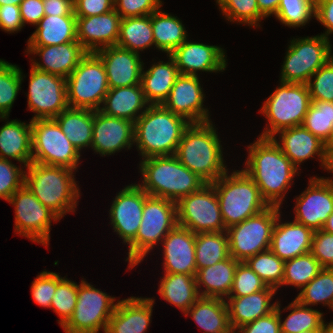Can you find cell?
Listing matches in <instances>:
<instances>
[{
  "label": "cell",
  "mask_w": 333,
  "mask_h": 333,
  "mask_svg": "<svg viewBox=\"0 0 333 333\" xmlns=\"http://www.w3.org/2000/svg\"><path fill=\"white\" fill-rule=\"evenodd\" d=\"M247 148L248 156L242 169L253 179L267 204L281 208L300 169L282 152L273 138L258 136Z\"/></svg>",
  "instance_id": "6da1fadb"
},
{
  "label": "cell",
  "mask_w": 333,
  "mask_h": 333,
  "mask_svg": "<svg viewBox=\"0 0 333 333\" xmlns=\"http://www.w3.org/2000/svg\"><path fill=\"white\" fill-rule=\"evenodd\" d=\"M213 122L190 123L184 130L175 156L206 183H212L228 169L223 148Z\"/></svg>",
  "instance_id": "7a4b0ae2"
},
{
  "label": "cell",
  "mask_w": 333,
  "mask_h": 333,
  "mask_svg": "<svg viewBox=\"0 0 333 333\" xmlns=\"http://www.w3.org/2000/svg\"><path fill=\"white\" fill-rule=\"evenodd\" d=\"M190 125L184 117L162 104L149 105L134 123V146L142 159L175 155L184 130Z\"/></svg>",
  "instance_id": "3957f363"
},
{
  "label": "cell",
  "mask_w": 333,
  "mask_h": 333,
  "mask_svg": "<svg viewBox=\"0 0 333 333\" xmlns=\"http://www.w3.org/2000/svg\"><path fill=\"white\" fill-rule=\"evenodd\" d=\"M139 170L143 181L138 185L149 196L166 198L176 203L207 184L184 166L175 155L142 159Z\"/></svg>",
  "instance_id": "277c9868"
},
{
  "label": "cell",
  "mask_w": 333,
  "mask_h": 333,
  "mask_svg": "<svg viewBox=\"0 0 333 333\" xmlns=\"http://www.w3.org/2000/svg\"><path fill=\"white\" fill-rule=\"evenodd\" d=\"M75 171L62 166L31 162L25 170L24 185L60 219L75 212L80 189L75 181Z\"/></svg>",
  "instance_id": "5b68a950"
},
{
  "label": "cell",
  "mask_w": 333,
  "mask_h": 333,
  "mask_svg": "<svg viewBox=\"0 0 333 333\" xmlns=\"http://www.w3.org/2000/svg\"><path fill=\"white\" fill-rule=\"evenodd\" d=\"M228 173L210 183L216 191L226 229L269 207L258 186L243 169Z\"/></svg>",
  "instance_id": "8992f818"
},
{
  "label": "cell",
  "mask_w": 333,
  "mask_h": 333,
  "mask_svg": "<svg viewBox=\"0 0 333 333\" xmlns=\"http://www.w3.org/2000/svg\"><path fill=\"white\" fill-rule=\"evenodd\" d=\"M177 204L166 198L148 196L136 237L128 244L129 269L143 261L155 245L177 225Z\"/></svg>",
  "instance_id": "52a82bcc"
},
{
  "label": "cell",
  "mask_w": 333,
  "mask_h": 333,
  "mask_svg": "<svg viewBox=\"0 0 333 333\" xmlns=\"http://www.w3.org/2000/svg\"><path fill=\"white\" fill-rule=\"evenodd\" d=\"M279 85L259 111L268 122L260 137L273 138L283 129L302 125L312 103L307 84L280 82Z\"/></svg>",
  "instance_id": "ba28073f"
},
{
  "label": "cell",
  "mask_w": 333,
  "mask_h": 333,
  "mask_svg": "<svg viewBox=\"0 0 333 333\" xmlns=\"http://www.w3.org/2000/svg\"><path fill=\"white\" fill-rule=\"evenodd\" d=\"M66 86L69 107L99 110L110 89L101 59L88 52L66 78Z\"/></svg>",
  "instance_id": "9c48e42d"
},
{
  "label": "cell",
  "mask_w": 333,
  "mask_h": 333,
  "mask_svg": "<svg viewBox=\"0 0 333 333\" xmlns=\"http://www.w3.org/2000/svg\"><path fill=\"white\" fill-rule=\"evenodd\" d=\"M331 59V43L323 35L290 40L283 64L280 82L307 84L312 75Z\"/></svg>",
  "instance_id": "30bf717a"
},
{
  "label": "cell",
  "mask_w": 333,
  "mask_h": 333,
  "mask_svg": "<svg viewBox=\"0 0 333 333\" xmlns=\"http://www.w3.org/2000/svg\"><path fill=\"white\" fill-rule=\"evenodd\" d=\"M32 162L77 171L81 153L54 119L31 120Z\"/></svg>",
  "instance_id": "8fae6325"
},
{
  "label": "cell",
  "mask_w": 333,
  "mask_h": 333,
  "mask_svg": "<svg viewBox=\"0 0 333 333\" xmlns=\"http://www.w3.org/2000/svg\"><path fill=\"white\" fill-rule=\"evenodd\" d=\"M280 210V207L269 206L241 223L229 227L226 232L230 256L239 262H245L249 257L270 249L272 231Z\"/></svg>",
  "instance_id": "7c38bea8"
},
{
  "label": "cell",
  "mask_w": 333,
  "mask_h": 333,
  "mask_svg": "<svg viewBox=\"0 0 333 333\" xmlns=\"http://www.w3.org/2000/svg\"><path fill=\"white\" fill-rule=\"evenodd\" d=\"M81 280L77 303L69 320L62 326L65 333H99L107 328L117 302L113 296Z\"/></svg>",
  "instance_id": "4fadbf2b"
},
{
  "label": "cell",
  "mask_w": 333,
  "mask_h": 333,
  "mask_svg": "<svg viewBox=\"0 0 333 333\" xmlns=\"http://www.w3.org/2000/svg\"><path fill=\"white\" fill-rule=\"evenodd\" d=\"M176 204L178 225L194 234L227 230L216 191L210 183L205 184L199 191L182 197Z\"/></svg>",
  "instance_id": "5bb4252c"
},
{
  "label": "cell",
  "mask_w": 333,
  "mask_h": 333,
  "mask_svg": "<svg viewBox=\"0 0 333 333\" xmlns=\"http://www.w3.org/2000/svg\"><path fill=\"white\" fill-rule=\"evenodd\" d=\"M7 202L15 208L14 231L32 242L48 246L52 220L61 219L45 207L26 185L14 192Z\"/></svg>",
  "instance_id": "9a60e30c"
},
{
  "label": "cell",
  "mask_w": 333,
  "mask_h": 333,
  "mask_svg": "<svg viewBox=\"0 0 333 333\" xmlns=\"http://www.w3.org/2000/svg\"><path fill=\"white\" fill-rule=\"evenodd\" d=\"M28 87L27 108L34 113L31 120L54 119L69 107L66 78L38 70L31 65Z\"/></svg>",
  "instance_id": "2e32d148"
},
{
  "label": "cell",
  "mask_w": 333,
  "mask_h": 333,
  "mask_svg": "<svg viewBox=\"0 0 333 333\" xmlns=\"http://www.w3.org/2000/svg\"><path fill=\"white\" fill-rule=\"evenodd\" d=\"M295 200L294 220L313 231L321 230L333 212V181L312 176Z\"/></svg>",
  "instance_id": "e0dca14e"
},
{
  "label": "cell",
  "mask_w": 333,
  "mask_h": 333,
  "mask_svg": "<svg viewBox=\"0 0 333 333\" xmlns=\"http://www.w3.org/2000/svg\"><path fill=\"white\" fill-rule=\"evenodd\" d=\"M148 196L138 184L132 183L119 191L112 202L109 210L110 224L125 245L137 235Z\"/></svg>",
  "instance_id": "ac0fdd59"
},
{
  "label": "cell",
  "mask_w": 333,
  "mask_h": 333,
  "mask_svg": "<svg viewBox=\"0 0 333 333\" xmlns=\"http://www.w3.org/2000/svg\"><path fill=\"white\" fill-rule=\"evenodd\" d=\"M199 79L196 75L180 74L162 105L190 123L212 121L208 108L203 107L205 93Z\"/></svg>",
  "instance_id": "d6986e66"
},
{
  "label": "cell",
  "mask_w": 333,
  "mask_h": 333,
  "mask_svg": "<svg viewBox=\"0 0 333 333\" xmlns=\"http://www.w3.org/2000/svg\"><path fill=\"white\" fill-rule=\"evenodd\" d=\"M134 145V122L111 117L94 110L91 149L100 156H109Z\"/></svg>",
  "instance_id": "ffe728a7"
},
{
  "label": "cell",
  "mask_w": 333,
  "mask_h": 333,
  "mask_svg": "<svg viewBox=\"0 0 333 333\" xmlns=\"http://www.w3.org/2000/svg\"><path fill=\"white\" fill-rule=\"evenodd\" d=\"M221 46L185 40L170 56L180 74L198 75L197 72L218 73L226 70L227 56Z\"/></svg>",
  "instance_id": "44dd1931"
},
{
  "label": "cell",
  "mask_w": 333,
  "mask_h": 333,
  "mask_svg": "<svg viewBox=\"0 0 333 333\" xmlns=\"http://www.w3.org/2000/svg\"><path fill=\"white\" fill-rule=\"evenodd\" d=\"M103 62L109 88L139 85L144 63L140 54L117 45L94 52Z\"/></svg>",
  "instance_id": "7402d4cb"
},
{
  "label": "cell",
  "mask_w": 333,
  "mask_h": 333,
  "mask_svg": "<svg viewBox=\"0 0 333 333\" xmlns=\"http://www.w3.org/2000/svg\"><path fill=\"white\" fill-rule=\"evenodd\" d=\"M29 55L39 56L41 62L31 58V65L41 71L67 78L77 67L88 51L78 42L60 45L27 46Z\"/></svg>",
  "instance_id": "603a6c76"
},
{
  "label": "cell",
  "mask_w": 333,
  "mask_h": 333,
  "mask_svg": "<svg viewBox=\"0 0 333 333\" xmlns=\"http://www.w3.org/2000/svg\"><path fill=\"white\" fill-rule=\"evenodd\" d=\"M164 273L196 275L195 234L176 225L162 240Z\"/></svg>",
  "instance_id": "cb8c5ba5"
},
{
  "label": "cell",
  "mask_w": 333,
  "mask_h": 333,
  "mask_svg": "<svg viewBox=\"0 0 333 333\" xmlns=\"http://www.w3.org/2000/svg\"><path fill=\"white\" fill-rule=\"evenodd\" d=\"M121 16L113 9L89 17H76L77 41L88 51L117 45Z\"/></svg>",
  "instance_id": "d4e9b609"
},
{
  "label": "cell",
  "mask_w": 333,
  "mask_h": 333,
  "mask_svg": "<svg viewBox=\"0 0 333 333\" xmlns=\"http://www.w3.org/2000/svg\"><path fill=\"white\" fill-rule=\"evenodd\" d=\"M278 134V135H277ZM274 135V141L279 145L282 152L299 169L301 163L317 156L324 169L326 154L325 143L313 135L303 125L283 129ZM279 136V140L276 137Z\"/></svg>",
  "instance_id": "484cf974"
},
{
  "label": "cell",
  "mask_w": 333,
  "mask_h": 333,
  "mask_svg": "<svg viewBox=\"0 0 333 333\" xmlns=\"http://www.w3.org/2000/svg\"><path fill=\"white\" fill-rule=\"evenodd\" d=\"M154 298L134 297L117 300L107 325L111 333H147L151 323Z\"/></svg>",
  "instance_id": "4316f807"
},
{
  "label": "cell",
  "mask_w": 333,
  "mask_h": 333,
  "mask_svg": "<svg viewBox=\"0 0 333 333\" xmlns=\"http://www.w3.org/2000/svg\"><path fill=\"white\" fill-rule=\"evenodd\" d=\"M281 213L272 231L270 250L283 261L311 252L314 231L295 220L283 223Z\"/></svg>",
  "instance_id": "83f0119b"
},
{
  "label": "cell",
  "mask_w": 333,
  "mask_h": 333,
  "mask_svg": "<svg viewBox=\"0 0 333 333\" xmlns=\"http://www.w3.org/2000/svg\"><path fill=\"white\" fill-rule=\"evenodd\" d=\"M276 293L275 288L267 286L264 290L247 296L228 297L226 304L232 331L273 312L277 301L270 302Z\"/></svg>",
  "instance_id": "f1b7e54d"
},
{
  "label": "cell",
  "mask_w": 333,
  "mask_h": 333,
  "mask_svg": "<svg viewBox=\"0 0 333 333\" xmlns=\"http://www.w3.org/2000/svg\"><path fill=\"white\" fill-rule=\"evenodd\" d=\"M8 118L0 117L7 121L0 127V158H11L27 167L32 162L31 120L27 124L17 119L9 121Z\"/></svg>",
  "instance_id": "f546056e"
},
{
  "label": "cell",
  "mask_w": 333,
  "mask_h": 333,
  "mask_svg": "<svg viewBox=\"0 0 333 333\" xmlns=\"http://www.w3.org/2000/svg\"><path fill=\"white\" fill-rule=\"evenodd\" d=\"M149 105L139 84L109 89L99 111L107 116L127 119L135 123Z\"/></svg>",
  "instance_id": "4dcf8cb0"
},
{
  "label": "cell",
  "mask_w": 333,
  "mask_h": 333,
  "mask_svg": "<svg viewBox=\"0 0 333 333\" xmlns=\"http://www.w3.org/2000/svg\"><path fill=\"white\" fill-rule=\"evenodd\" d=\"M238 263V260L230 256L212 266L197 270L195 279L200 297L226 300L232 288Z\"/></svg>",
  "instance_id": "1f68e13d"
},
{
  "label": "cell",
  "mask_w": 333,
  "mask_h": 333,
  "mask_svg": "<svg viewBox=\"0 0 333 333\" xmlns=\"http://www.w3.org/2000/svg\"><path fill=\"white\" fill-rule=\"evenodd\" d=\"M167 58L169 59L167 63L154 62L146 71L143 67L140 84L145 99L150 105L163 104L180 75L174 59L170 55H167Z\"/></svg>",
  "instance_id": "d6a6232c"
},
{
  "label": "cell",
  "mask_w": 333,
  "mask_h": 333,
  "mask_svg": "<svg viewBox=\"0 0 333 333\" xmlns=\"http://www.w3.org/2000/svg\"><path fill=\"white\" fill-rule=\"evenodd\" d=\"M184 315H190L203 333L232 332L225 299L200 297Z\"/></svg>",
  "instance_id": "836d02e7"
},
{
  "label": "cell",
  "mask_w": 333,
  "mask_h": 333,
  "mask_svg": "<svg viewBox=\"0 0 333 333\" xmlns=\"http://www.w3.org/2000/svg\"><path fill=\"white\" fill-rule=\"evenodd\" d=\"M75 41H77L76 16L45 15L29 37L27 46H58Z\"/></svg>",
  "instance_id": "e575fe53"
},
{
  "label": "cell",
  "mask_w": 333,
  "mask_h": 333,
  "mask_svg": "<svg viewBox=\"0 0 333 333\" xmlns=\"http://www.w3.org/2000/svg\"><path fill=\"white\" fill-rule=\"evenodd\" d=\"M54 120L80 153L82 149L91 147L94 110L68 107Z\"/></svg>",
  "instance_id": "d590c367"
},
{
  "label": "cell",
  "mask_w": 333,
  "mask_h": 333,
  "mask_svg": "<svg viewBox=\"0 0 333 333\" xmlns=\"http://www.w3.org/2000/svg\"><path fill=\"white\" fill-rule=\"evenodd\" d=\"M159 283V295L183 313L200 298L193 275L164 273Z\"/></svg>",
  "instance_id": "8d00e7d4"
},
{
  "label": "cell",
  "mask_w": 333,
  "mask_h": 333,
  "mask_svg": "<svg viewBox=\"0 0 333 333\" xmlns=\"http://www.w3.org/2000/svg\"><path fill=\"white\" fill-rule=\"evenodd\" d=\"M151 26L156 49L167 55L188 39L182 20L160 8L151 14Z\"/></svg>",
  "instance_id": "74e56055"
},
{
  "label": "cell",
  "mask_w": 333,
  "mask_h": 333,
  "mask_svg": "<svg viewBox=\"0 0 333 333\" xmlns=\"http://www.w3.org/2000/svg\"><path fill=\"white\" fill-rule=\"evenodd\" d=\"M153 45L151 15L121 18L117 46L140 54Z\"/></svg>",
  "instance_id": "f35d334b"
},
{
  "label": "cell",
  "mask_w": 333,
  "mask_h": 333,
  "mask_svg": "<svg viewBox=\"0 0 333 333\" xmlns=\"http://www.w3.org/2000/svg\"><path fill=\"white\" fill-rule=\"evenodd\" d=\"M229 257L228 234L226 231L195 234L197 270L212 266Z\"/></svg>",
  "instance_id": "ab89813d"
},
{
  "label": "cell",
  "mask_w": 333,
  "mask_h": 333,
  "mask_svg": "<svg viewBox=\"0 0 333 333\" xmlns=\"http://www.w3.org/2000/svg\"><path fill=\"white\" fill-rule=\"evenodd\" d=\"M280 318L281 333H301L303 331L322 329L325 320L320 310L302 305L294 299L283 310H292L289 315L282 321V311L280 301H277L276 308Z\"/></svg>",
  "instance_id": "60d3db41"
},
{
  "label": "cell",
  "mask_w": 333,
  "mask_h": 333,
  "mask_svg": "<svg viewBox=\"0 0 333 333\" xmlns=\"http://www.w3.org/2000/svg\"><path fill=\"white\" fill-rule=\"evenodd\" d=\"M295 299L310 307L318 303L327 305L333 311V268H323L300 290Z\"/></svg>",
  "instance_id": "b9f144b4"
},
{
  "label": "cell",
  "mask_w": 333,
  "mask_h": 333,
  "mask_svg": "<svg viewBox=\"0 0 333 333\" xmlns=\"http://www.w3.org/2000/svg\"><path fill=\"white\" fill-rule=\"evenodd\" d=\"M323 269L311 252L285 261L281 286L291 285L302 289Z\"/></svg>",
  "instance_id": "7bdbcfd3"
},
{
  "label": "cell",
  "mask_w": 333,
  "mask_h": 333,
  "mask_svg": "<svg viewBox=\"0 0 333 333\" xmlns=\"http://www.w3.org/2000/svg\"><path fill=\"white\" fill-rule=\"evenodd\" d=\"M24 77L21 68L0 59V117H9Z\"/></svg>",
  "instance_id": "ee69618b"
},
{
  "label": "cell",
  "mask_w": 333,
  "mask_h": 333,
  "mask_svg": "<svg viewBox=\"0 0 333 333\" xmlns=\"http://www.w3.org/2000/svg\"><path fill=\"white\" fill-rule=\"evenodd\" d=\"M245 262L267 286L276 290L280 288L283 281L285 261L281 260L270 249L249 257Z\"/></svg>",
  "instance_id": "f6af8a7d"
},
{
  "label": "cell",
  "mask_w": 333,
  "mask_h": 333,
  "mask_svg": "<svg viewBox=\"0 0 333 333\" xmlns=\"http://www.w3.org/2000/svg\"><path fill=\"white\" fill-rule=\"evenodd\" d=\"M216 4L228 22L258 28L261 27L259 22L266 19L259 11L257 0H216Z\"/></svg>",
  "instance_id": "bcb514c9"
},
{
  "label": "cell",
  "mask_w": 333,
  "mask_h": 333,
  "mask_svg": "<svg viewBox=\"0 0 333 333\" xmlns=\"http://www.w3.org/2000/svg\"><path fill=\"white\" fill-rule=\"evenodd\" d=\"M302 125L325 143L333 130V102L313 101Z\"/></svg>",
  "instance_id": "7dc6e473"
},
{
  "label": "cell",
  "mask_w": 333,
  "mask_h": 333,
  "mask_svg": "<svg viewBox=\"0 0 333 333\" xmlns=\"http://www.w3.org/2000/svg\"><path fill=\"white\" fill-rule=\"evenodd\" d=\"M316 0H281L275 18L290 27H302L315 17Z\"/></svg>",
  "instance_id": "c3c4849f"
},
{
  "label": "cell",
  "mask_w": 333,
  "mask_h": 333,
  "mask_svg": "<svg viewBox=\"0 0 333 333\" xmlns=\"http://www.w3.org/2000/svg\"><path fill=\"white\" fill-rule=\"evenodd\" d=\"M78 284L66 277L57 285L50 308L60 317L62 327L72 316L77 303Z\"/></svg>",
  "instance_id": "681fc988"
},
{
  "label": "cell",
  "mask_w": 333,
  "mask_h": 333,
  "mask_svg": "<svg viewBox=\"0 0 333 333\" xmlns=\"http://www.w3.org/2000/svg\"><path fill=\"white\" fill-rule=\"evenodd\" d=\"M266 287L267 285L246 262H239L229 297L247 296L264 290Z\"/></svg>",
  "instance_id": "f907efd6"
},
{
  "label": "cell",
  "mask_w": 333,
  "mask_h": 333,
  "mask_svg": "<svg viewBox=\"0 0 333 333\" xmlns=\"http://www.w3.org/2000/svg\"><path fill=\"white\" fill-rule=\"evenodd\" d=\"M307 86L312 102H333V61L331 59L312 75Z\"/></svg>",
  "instance_id": "816d5d0a"
},
{
  "label": "cell",
  "mask_w": 333,
  "mask_h": 333,
  "mask_svg": "<svg viewBox=\"0 0 333 333\" xmlns=\"http://www.w3.org/2000/svg\"><path fill=\"white\" fill-rule=\"evenodd\" d=\"M64 278L56 272H40L31 285L33 301L41 307L50 308L56 287Z\"/></svg>",
  "instance_id": "f5cc1de1"
},
{
  "label": "cell",
  "mask_w": 333,
  "mask_h": 333,
  "mask_svg": "<svg viewBox=\"0 0 333 333\" xmlns=\"http://www.w3.org/2000/svg\"><path fill=\"white\" fill-rule=\"evenodd\" d=\"M20 167V168H19ZM26 167L16 166L11 160L0 158V198L8 201L24 185Z\"/></svg>",
  "instance_id": "db71d44e"
},
{
  "label": "cell",
  "mask_w": 333,
  "mask_h": 333,
  "mask_svg": "<svg viewBox=\"0 0 333 333\" xmlns=\"http://www.w3.org/2000/svg\"><path fill=\"white\" fill-rule=\"evenodd\" d=\"M162 5L161 0H114V10L121 18L151 15Z\"/></svg>",
  "instance_id": "11a10c76"
},
{
  "label": "cell",
  "mask_w": 333,
  "mask_h": 333,
  "mask_svg": "<svg viewBox=\"0 0 333 333\" xmlns=\"http://www.w3.org/2000/svg\"><path fill=\"white\" fill-rule=\"evenodd\" d=\"M311 253L323 268H333V234L323 229L314 231Z\"/></svg>",
  "instance_id": "9f6ffc18"
},
{
  "label": "cell",
  "mask_w": 333,
  "mask_h": 333,
  "mask_svg": "<svg viewBox=\"0 0 333 333\" xmlns=\"http://www.w3.org/2000/svg\"><path fill=\"white\" fill-rule=\"evenodd\" d=\"M234 333H281L280 318L277 310L255 321L245 324L233 331Z\"/></svg>",
  "instance_id": "6f0895ef"
},
{
  "label": "cell",
  "mask_w": 333,
  "mask_h": 333,
  "mask_svg": "<svg viewBox=\"0 0 333 333\" xmlns=\"http://www.w3.org/2000/svg\"><path fill=\"white\" fill-rule=\"evenodd\" d=\"M114 9V0H74L76 17H89L107 13Z\"/></svg>",
  "instance_id": "680465c9"
},
{
  "label": "cell",
  "mask_w": 333,
  "mask_h": 333,
  "mask_svg": "<svg viewBox=\"0 0 333 333\" xmlns=\"http://www.w3.org/2000/svg\"><path fill=\"white\" fill-rule=\"evenodd\" d=\"M19 6L3 5L0 6V29L6 33H15L23 28Z\"/></svg>",
  "instance_id": "91938a15"
},
{
  "label": "cell",
  "mask_w": 333,
  "mask_h": 333,
  "mask_svg": "<svg viewBox=\"0 0 333 333\" xmlns=\"http://www.w3.org/2000/svg\"><path fill=\"white\" fill-rule=\"evenodd\" d=\"M43 0H23L19 6L23 25L36 26L45 16Z\"/></svg>",
  "instance_id": "94428289"
},
{
  "label": "cell",
  "mask_w": 333,
  "mask_h": 333,
  "mask_svg": "<svg viewBox=\"0 0 333 333\" xmlns=\"http://www.w3.org/2000/svg\"><path fill=\"white\" fill-rule=\"evenodd\" d=\"M314 18L325 27L321 35L329 38L333 34V0H316Z\"/></svg>",
  "instance_id": "6125c7cd"
},
{
  "label": "cell",
  "mask_w": 333,
  "mask_h": 333,
  "mask_svg": "<svg viewBox=\"0 0 333 333\" xmlns=\"http://www.w3.org/2000/svg\"><path fill=\"white\" fill-rule=\"evenodd\" d=\"M45 15L75 16L74 0H43Z\"/></svg>",
  "instance_id": "be15d7a7"
},
{
  "label": "cell",
  "mask_w": 333,
  "mask_h": 333,
  "mask_svg": "<svg viewBox=\"0 0 333 333\" xmlns=\"http://www.w3.org/2000/svg\"><path fill=\"white\" fill-rule=\"evenodd\" d=\"M281 0H257L259 11L268 18L276 15Z\"/></svg>",
  "instance_id": "e7e4bbea"
},
{
  "label": "cell",
  "mask_w": 333,
  "mask_h": 333,
  "mask_svg": "<svg viewBox=\"0 0 333 333\" xmlns=\"http://www.w3.org/2000/svg\"><path fill=\"white\" fill-rule=\"evenodd\" d=\"M325 154H326V160H325V166L324 170H327L329 173H332L333 176V149H325ZM331 178H325L327 180L333 181Z\"/></svg>",
  "instance_id": "03108f58"
},
{
  "label": "cell",
  "mask_w": 333,
  "mask_h": 333,
  "mask_svg": "<svg viewBox=\"0 0 333 333\" xmlns=\"http://www.w3.org/2000/svg\"><path fill=\"white\" fill-rule=\"evenodd\" d=\"M324 231L333 234V212L331 215L327 218V221L323 225L322 228Z\"/></svg>",
  "instance_id": "003e7915"
},
{
  "label": "cell",
  "mask_w": 333,
  "mask_h": 333,
  "mask_svg": "<svg viewBox=\"0 0 333 333\" xmlns=\"http://www.w3.org/2000/svg\"><path fill=\"white\" fill-rule=\"evenodd\" d=\"M321 333H333V321L330 323H324L322 326V332Z\"/></svg>",
  "instance_id": "a7ac6f4b"
},
{
  "label": "cell",
  "mask_w": 333,
  "mask_h": 333,
  "mask_svg": "<svg viewBox=\"0 0 333 333\" xmlns=\"http://www.w3.org/2000/svg\"><path fill=\"white\" fill-rule=\"evenodd\" d=\"M22 1L23 0H0V6L7 5V4L20 6Z\"/></svg>",
  "instance_id": "89a4df30"
},
{
  "label": "cell",
  "mask_w": 333,
  "mask_h": 333,
  "mask_svg": "<svg viewBox=\"0 0 333 333\" xmlns=\"http://www.w3.org/2000/svg\"><path fill=\"white\" fill-rule=\"evenodd\" d=\"M325 149H333V130L329 139L325 142Z\"/></svg>",
  "instance_id": "2644e50d"
},
{
  "label": "cell",
  "mask_w": 333,
  "mask_h": 333,
  "mask_svg": "<svg viewBox=\"0 0 333 333\" xmlns=\"http://www.w3.org/2000/svg\"><path fill=\"white\" fill-rule=\"evenodd\" d=\"M322 329H313V330H308V331H303L301 333H321Z\"/></svg>",
  "instance_id": "8c879c8a"
},
{
  "label": "cell",
  "mask_w": 333,
  "mask_h": 333,
  "mask_svg": "<svg viewBox=\"0 0 333 333\" xmlns=\"http://www.w3.org/2000/svg\"><path fill=\"white\" fill-rule=\"evenodd\" d=\"M332 44H331V60L333 61V53H332Z\"/></svg>",
  "instance_id": "753ad0ef"
},
{
  "label": "cell",
  "mask_w": 333,
  "mask_h": 333,
  "mask_svg": "<svg viewBox=\"0 0 333 333\" xmlns=\"http://www.w3.org/2000/svg\"><path fill=\"white\" fill-rule=\"evenodd\" d=\"M103 333H111L107 328L103 331Z\"/></svg>",
  "instance_id": "34e18365"
}]
</instances>
